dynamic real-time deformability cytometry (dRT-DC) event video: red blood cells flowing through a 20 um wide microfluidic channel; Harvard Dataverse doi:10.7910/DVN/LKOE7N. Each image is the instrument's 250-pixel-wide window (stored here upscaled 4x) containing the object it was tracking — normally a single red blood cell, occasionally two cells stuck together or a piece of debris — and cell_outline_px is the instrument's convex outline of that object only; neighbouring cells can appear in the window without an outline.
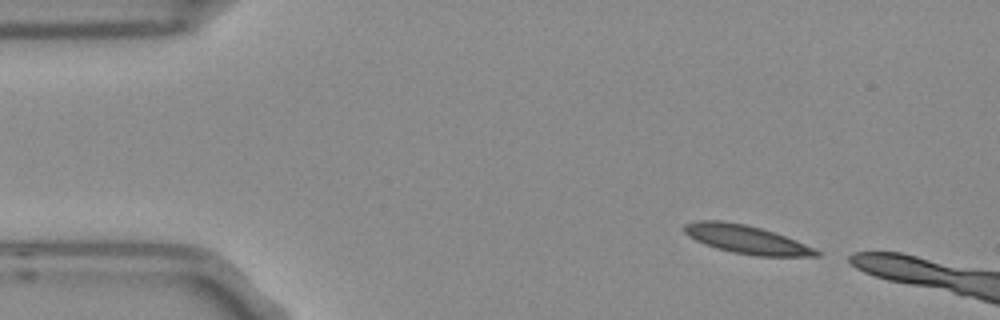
{"species": "Egyptian fruit bat (a non-hibernating species)", "species_latin": "Rousettus aegyptiacus", "temperature_condition": "room temperature", "stored_images_in_passage": 3, "camera_frame_rate_fps": 3000, "um_per_image_px": 0.085, "frame": {"image": 1, "passage_image": 1, "time_ms": 0.0, "image_size_px": [1000, 320], "cell_outline_px": [[820, 256], [756, 256], [732, 252], [716, 248], [704, 244], [688, 236], [684, 232], [684, 224], [700, 220], [720, 220], [744, 224], [760, 228], [796, 240], [820, 252]], "centroid_in_image_um": [63.39, 20.35], "position_along_channel_um": 21.6, "area_um2": 21.56}}